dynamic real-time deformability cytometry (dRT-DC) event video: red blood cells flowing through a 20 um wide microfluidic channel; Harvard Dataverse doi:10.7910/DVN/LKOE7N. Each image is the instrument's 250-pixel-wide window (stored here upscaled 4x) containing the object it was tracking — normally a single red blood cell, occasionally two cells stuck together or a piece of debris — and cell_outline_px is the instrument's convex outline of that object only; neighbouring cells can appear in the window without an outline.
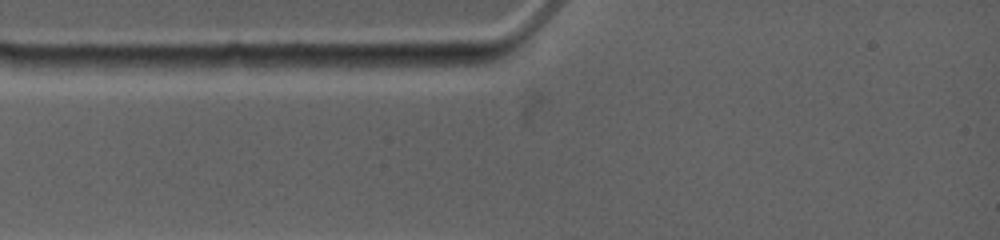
{"species": "common noctule bat (a hibernating species)", "species_latin": "Nyctalus noctula", "temperature_condition": "warm", "stored_images_in_passage": 1, "camera_frame_rate_fps": 4500, "um_per_image_px": 0.085, "animal": {"sex": "female", "body_mass_g": 19.0, "forearm_length_mm": 53.3}, "frame": {"image": 1, "passage_image": 1, "time_ms": 0.0, "image_size_px": [1000, 240], "cell_outline_px": [[420, 64], [320, 72], [284, 64], [284, 56], [408, 56]], "centroid_in_image_um": [29.44, 5.3], "position_along_channel_um": 55.6, "area_um2": 11.44}}